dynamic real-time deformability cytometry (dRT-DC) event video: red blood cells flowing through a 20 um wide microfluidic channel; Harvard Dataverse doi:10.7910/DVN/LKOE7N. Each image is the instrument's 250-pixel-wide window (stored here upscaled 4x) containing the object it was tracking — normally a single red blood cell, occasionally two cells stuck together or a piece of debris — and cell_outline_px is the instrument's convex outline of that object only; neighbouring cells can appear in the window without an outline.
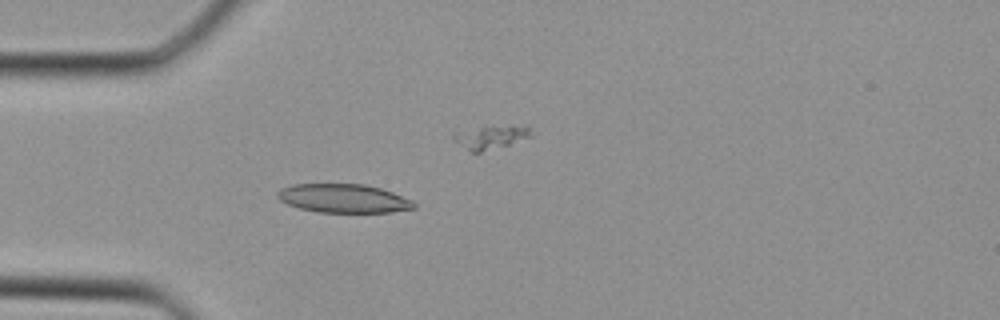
{"species": "Egyptian fruit bat (a non-hibernating species)", "species_latin": "Rousettus aegyptiacus", "temperature_condition": "cold", "stored_images_in_passage": 34, "segment_of_instrument_passage": [1, 2], "camera_frame_rate_fps": 3000, "um_per_image_px": 0.085, "animal": {"sex": "female"}, "frame": {"image": 1, "passage_image": 5, "time_ms": 1.333, "image_size_px": [1000, 320], "cell_outline_px": [[416, 208], [392, 212], [320, 212], [300, 208], [288, 204], [280, 200], [276, 196], [276, 192], [280, 188], [292, 184], [364, 184], [380, 188], [392, 192], [412, 200], [416, 204]], "centroid_in_image_um": [29.19, 16.86], "position_along_channel_um": 55.8, "area_um2": 22.83}}
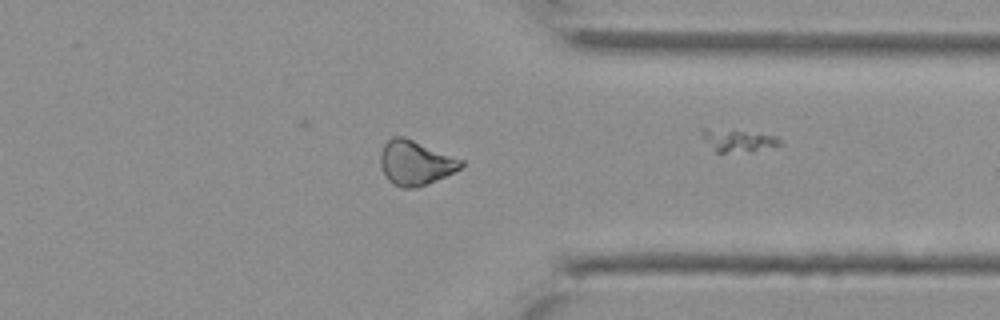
{"frame": {"image": 2, "passage_image": 24, "time_ms": 7.667, "image_size_px": [1000, 320], "cell_outline_px": [[464, 164], [460, 168], [436, 180], [416, 188], [400, 188], [392, 184], [388, 180], [380, 164], [380, 152], [384, 144], [392, 136], [404, 136], [464, 160]], "centroid_in_image_um": [35.28, 13.83], "position_along_channel_um": 376.1, "area_um2": 20.92}}
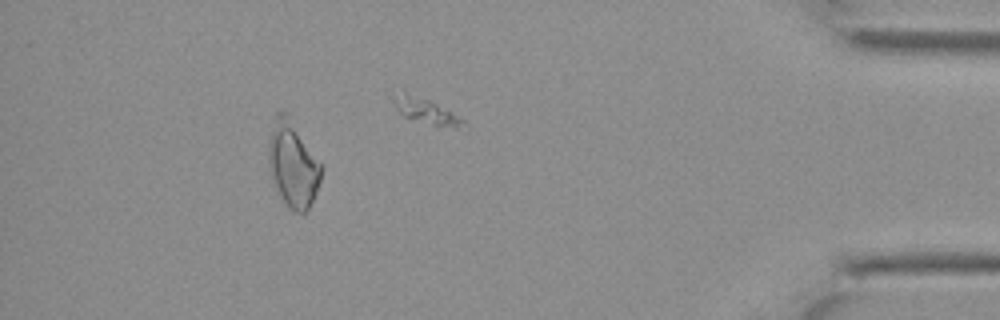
{"frame": {"image": 3, "passage_image": 29, "time_ms": 9.333, "image_size_px": [1000, 320], "cell_outline_px": [[320, 180], [316, 192], [308, 208], [304, 212], [296, 212], [288, 208], [276, 188], [272, 180], [268, 168], [268, 144], [276, 112], [284, 112], [320, 164]], "centroid_in_image_um": [24.84, 14.03], "position_along_channel_um": 410.4, "area_um2": 25.14}}